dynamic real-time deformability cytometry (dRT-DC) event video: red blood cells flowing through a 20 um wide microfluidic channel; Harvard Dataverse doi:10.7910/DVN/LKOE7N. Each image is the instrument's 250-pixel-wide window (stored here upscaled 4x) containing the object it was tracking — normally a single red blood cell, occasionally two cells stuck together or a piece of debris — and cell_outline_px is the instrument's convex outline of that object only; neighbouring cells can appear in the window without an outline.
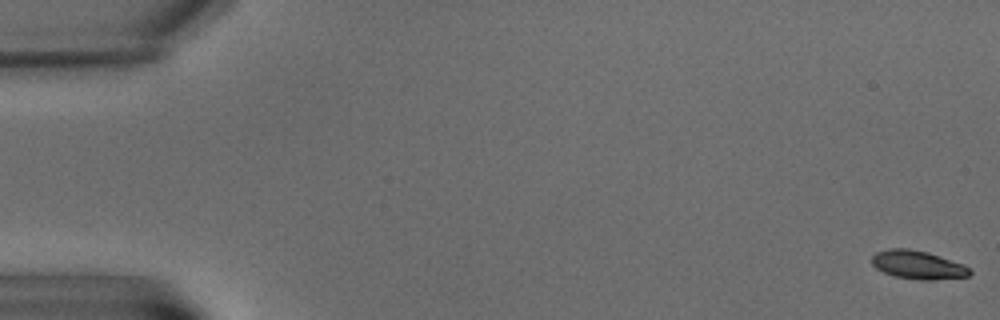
{"species": "common noctule bat (a hibernating species)", "species_latin": "Nyctalus noctula", "temperature_condition": "warm", "stored_images_in_passage": 10, "camera_frame_rate_fps": 3000, "um_per_image_px": 0.085, "animal": {"sex": "male", "body_mass_g": 15.6}, "frame": {"image": 1, "passage_image": 1, "time_ms": 0.0, "image_size_px": [1000, 320], "cell_outline_px": [[972, 272], [968, 276], [932, 280], [920, 280], [896, 276], [884, 272], [876, 268], [872, 264], [872, 256], [876, 252], [888, 248], [908, 248], [928, 252], [964, 264]], "centroid_in_image_um": [78.01, 22.5], "position_along_channel_um": 7.0, "area_um2": 16.18}}
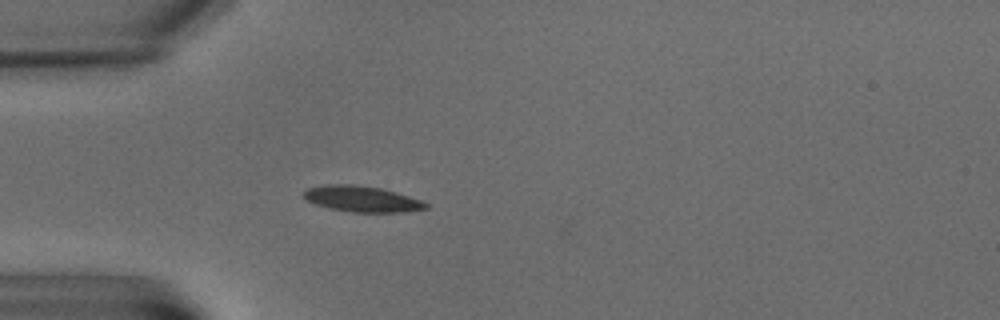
{"frame": {"image": 2, "passage_image": 6, "time_ms": 7.0, "image_size_px": [1000, 320], "cell_outline_px": [[428, 208], [408, 212], [352, 212], [328, 208], [316, 204], [308, 200], [300, 192], [308, 188], [324, 184], [352, 184], [380, 188], [396, 192], [420, 200], [428, 204]], "centroid_in_image_um": [30.74, 16.91], "position_along_channel_um": 54.3, "area_um2": 18.44}}
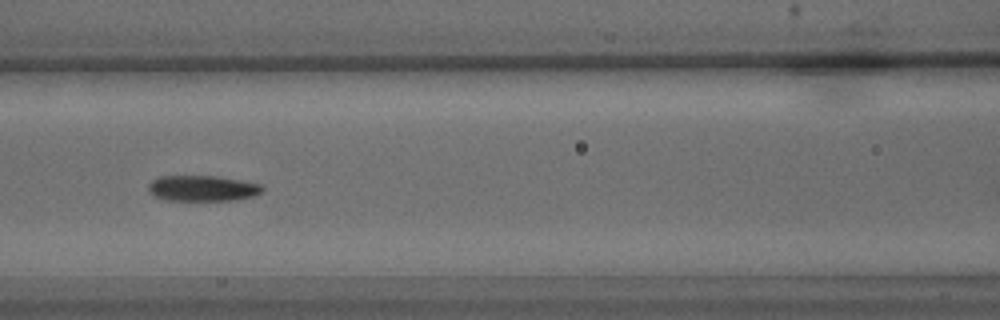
{"frame": {"image": 3, "passage_image": 9, "time_ms": 10.667, "image_size_px": [1000, 320], "cell_outline_px": [[264, 192], [252, 196], [236, 200], [168, 200], [156, 196], [148, 192], [148, 184], [152, 180], [160, 176], [216, 176], [260, 184], [264, 188]], "centroid_in_image_um": [17.21, 16.0], "position_along_channel_um": 149.4, "area_um2": 16.99}}